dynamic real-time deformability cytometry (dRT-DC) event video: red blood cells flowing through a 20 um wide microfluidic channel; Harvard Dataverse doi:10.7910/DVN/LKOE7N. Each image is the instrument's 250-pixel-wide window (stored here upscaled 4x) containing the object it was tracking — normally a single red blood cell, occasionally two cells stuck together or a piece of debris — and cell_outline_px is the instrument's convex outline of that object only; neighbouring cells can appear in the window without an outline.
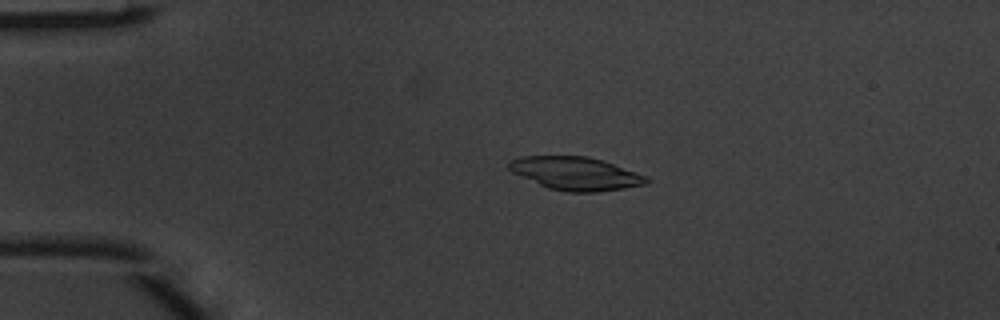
{"species": "common noctule bat (a hibernating species)", "species_latin": "Nyctalus noctula", "temperature_condition": "warm", "stored_images_in_passage": 4, "camera_frame_rate_fps": 3000, "um_per_image_px": 0.085, "animal": {"sex": "male", "body_mass_g": 20.1, "forearm_length_mm": 53.5}, "frame": {"image": 1, "passage_image": 3, "time_ms": 0.667, "image_size_px": [1000, 320], "cell_outline_px": [[648, 180], [644, 184], [624, 188], [596, 192], [568, 192], [548, 188], [512, 172], [508, 168], [508, 164], [512, 160], [524, 156], [588, 156], [604, 160], [648, 176]], "centroid_in_image_um": [48.95, 14.74], "position_along_channel_um": 36.0, "area_um2": 26.41}}